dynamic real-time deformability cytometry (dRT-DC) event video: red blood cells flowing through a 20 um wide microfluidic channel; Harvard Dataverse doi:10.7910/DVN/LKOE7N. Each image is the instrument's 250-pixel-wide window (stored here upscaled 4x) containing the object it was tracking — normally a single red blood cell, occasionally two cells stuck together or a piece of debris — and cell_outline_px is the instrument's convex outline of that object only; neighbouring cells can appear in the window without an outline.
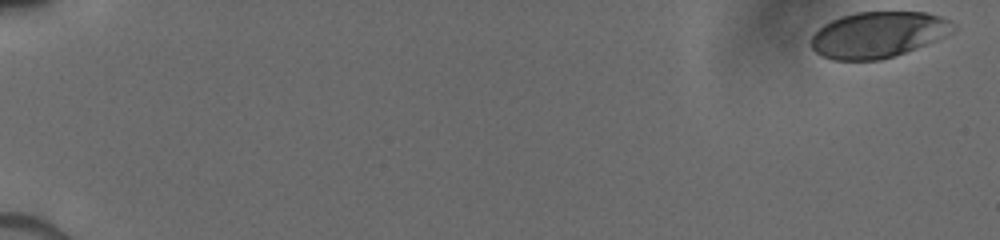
{"species": "human", "species_latin": "Homo sapiens", "temperature_condition": "cold", "stored_images_in_passage": 6, "camera_frame_rate_fps": 3000, "um_per_image_px": 0.085, "donor": {"sex": "male"}, "frame": {"image": 1, "passage_image": 1, "time_ms": 0.0, "image_size_px": [1000, 240], "cell_outline_px": [[956, 28], [952, 32], [936, 40], [916, 48], [880, 60], [832, 60], [816, 52], [808, 44], [812, 36], [824, 24], [840, 16], [856, 12], [924, 12], [940, 16], [956, 24]], "centroid_in_image_um": [74.62, 2.94], "position_along_channel_um": 10.4, "area_um2": 37.97}}